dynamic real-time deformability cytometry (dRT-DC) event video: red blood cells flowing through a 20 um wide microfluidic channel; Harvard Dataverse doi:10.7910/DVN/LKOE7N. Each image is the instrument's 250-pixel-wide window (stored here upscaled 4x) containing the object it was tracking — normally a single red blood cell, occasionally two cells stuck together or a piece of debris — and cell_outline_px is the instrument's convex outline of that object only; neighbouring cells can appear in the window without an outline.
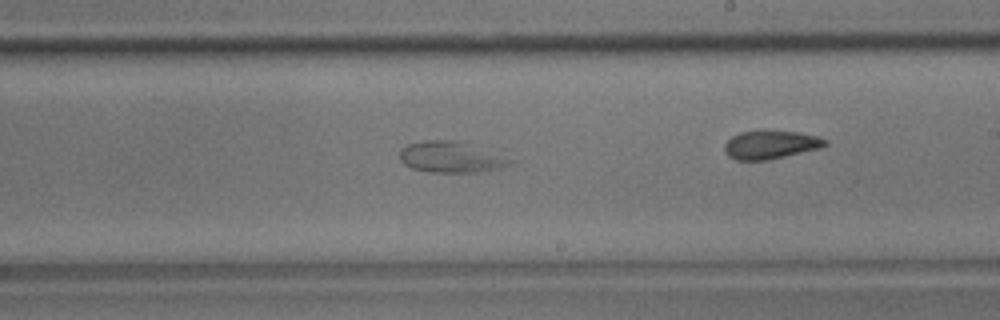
{"species": "common noctule bat (a hibernating species)", "species_latin": "Nyctalus noctula", "temperature_condition": "room temperature", "stored_images_in_passage": 28, "segment_of_instrument_passage": [1, 2], "camera_frame_rate_fps": 3000, "um_per_image_px": 0.085, "animal": {"sex": "male", "body_mass_g": 17.9}, "frame": {"image": 1, "passage_image": 18, "time_ms": 5.667, "image_size_px": [1000, 320], "cell_outline_px": [[516, 160], [512, 164], [500, 168], [476, 172], [428, 172], [412, 168], [404, 164], [400, 160], [400, 148], [408, 144], [424, 140], [460, 140]], "centroid_in_image_um": [38.34, 13.34], "position_along_channel_um": 250.7, "area_um2": 20.17}}
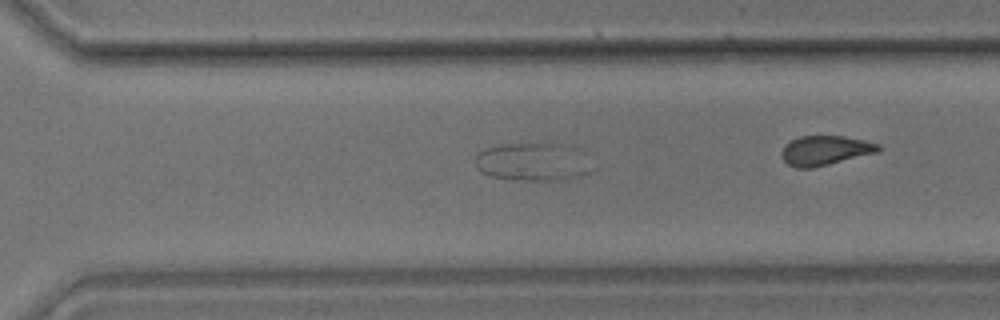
{"frame": {"image": 2, "passage_image": 24, "time_ms": 7.667, "image_size_px": [1000, 320], "cell_outline_px": [[588, 172], [580, 176], [556, 180], [520, 180], [492, 176], [480, 172], [476, 168], [476, 156], [484, 148], [500, 144], [540, 140], [548, 140], [580, 148]], "centroid_in_image_um": [45.22, 13.68], "position_along_channel_um": 325.4, "area_um2": 26.41}}
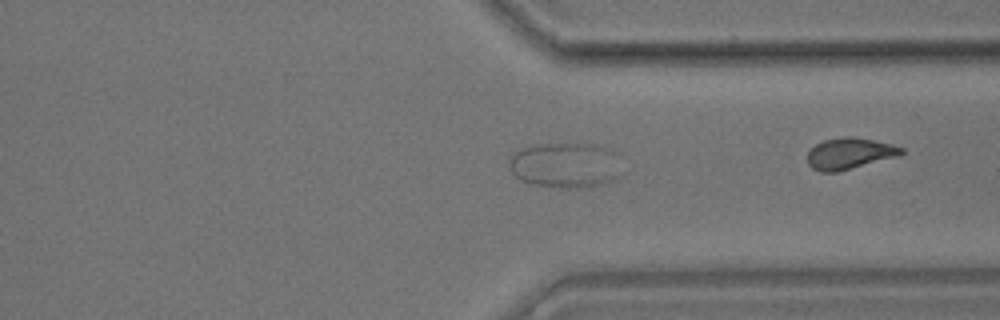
{"frame": {"image": 3, "passage_image": 27, "time_ms": 8.667, "image_size_px": [1000, 320], "cell_outline_px": [[620, 176], [616, 180], [604, 184], [580, 188], [552, 188], [532, 184], [520, 180], [508, 168], [508, 156], [512, 152], [536, 144], [592, 144], [616, 152]], "centroid_in_image_um": [48.0, 14.06], "position_along_channel_um": 363.4, "area_um2": 30.17}}